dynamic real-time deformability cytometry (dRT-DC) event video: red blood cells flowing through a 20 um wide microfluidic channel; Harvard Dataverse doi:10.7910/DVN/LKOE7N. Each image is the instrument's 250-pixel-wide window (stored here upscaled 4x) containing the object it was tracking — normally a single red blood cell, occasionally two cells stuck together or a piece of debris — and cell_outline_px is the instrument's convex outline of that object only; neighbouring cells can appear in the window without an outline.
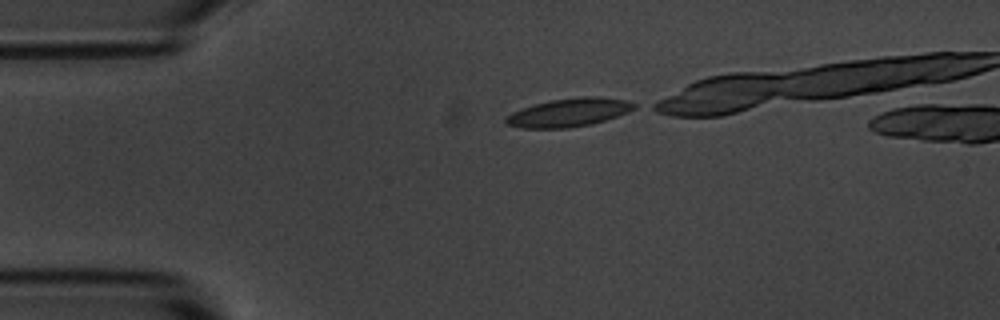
{"species": "common noctule bat (a hibernating species)", "species_latin": "Nyctalus noctula", "temperature_condition": "room temperature", "stored_images_in_passage": 13, "camera_frame_rate_fps": 3000, "um_per_image_px": 0.085, "animal": {"sex": "male", "body_mass_g": 20.1, "forearm_length_mm": 53.5}, "frame": {"image": 1, "passage_image": 1, "time_ms": 0.0, "image_size_px": [1000, 320], "cell_outline_px": [[636, 108], [616, 116], [592, 124], [568, 128], [520, 128], [504, 124], [504, 120], [512, 112], [536, 104], [552, 100], [584, 96], [600, 96], [628, 100], [636, 104]], "centroid_in_image_um": [48.37, 9.56], "position_along_channel_um": 36.6, "area_um2": 21.1}}
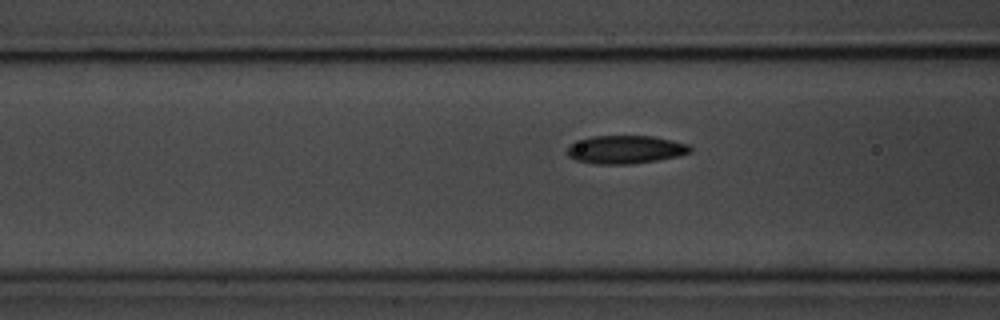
{"frame": {"image": 2, "passage_image": 10, "time_ms": 3.0, "image_size_px": [1000, 320], "cell_outline_px": [[692, 152], [680, 156], [632, 164], [592, 164], [576, 160], [568, 156], [568, 144], [592, 136], [652, 136], [672, 140], [688, 144], [692, 148]], "centroid_in_image_um": [53.17, 12.71], "position_along_channel_um": 113.4, "area_um2": 20.29}}